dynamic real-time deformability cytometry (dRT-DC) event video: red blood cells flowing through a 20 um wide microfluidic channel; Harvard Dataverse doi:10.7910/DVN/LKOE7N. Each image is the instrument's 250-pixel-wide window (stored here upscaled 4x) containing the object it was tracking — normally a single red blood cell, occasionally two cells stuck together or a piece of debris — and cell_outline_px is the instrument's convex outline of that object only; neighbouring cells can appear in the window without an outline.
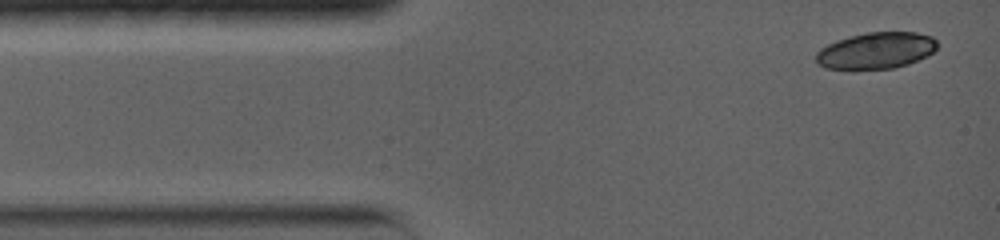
{"species": "common noctule bat (a hibernating species)", "species_latin": "Nyctalus noctula", "temperature_condition": "warm", "stored_images_in_passage": 4, "camera_frame_rate_fps": 5000, "um_per_image_px": 0.085, "animal": {"sex": "female", "body_mass_g": 19.0, "forearm_length_mm": 56.7}, "frame": {"image": 1, "passage_image": 1, "time_ms": 0.0, "image_size_px": [1000, 240], "cell_outline_px": [[936, 48], [928, 56], [908, 64], [892, 68], [824, 68], [816, 64], [816, 52], [820, 48], [836, 40], [868, 32], [916, 32], [932, 36], [936, 40]], "centroid_in_image_um": [74.46, 4.29], "position_along_channel_um": 10.5, "area_um2": 25.55}}